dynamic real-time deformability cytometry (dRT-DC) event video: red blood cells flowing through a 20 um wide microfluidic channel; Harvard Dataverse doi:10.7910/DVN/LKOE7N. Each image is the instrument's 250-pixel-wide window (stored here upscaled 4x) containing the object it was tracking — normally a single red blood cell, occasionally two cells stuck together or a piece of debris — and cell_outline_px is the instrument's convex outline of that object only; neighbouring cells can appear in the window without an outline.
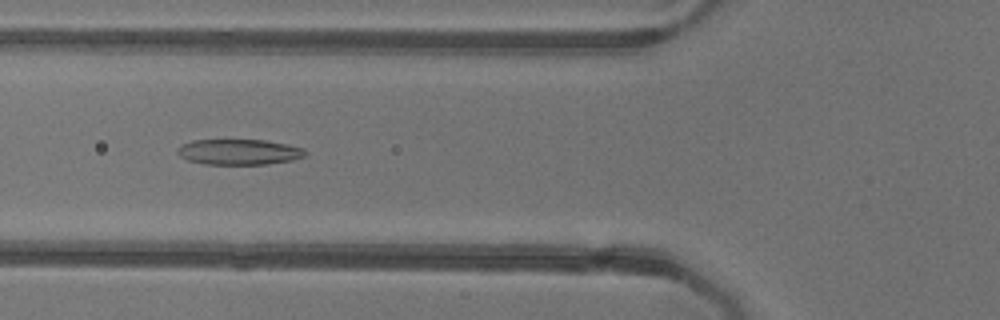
{"species": "common noctule bat (a hibernating species)", "species_latin": "Nyctalus noctula", "temperature_condition": "warm", "stored_images_in_passage": 52, "camera_frame_rate_fps": 3000, "um_per_image_px": 0.085, "animal": {"sex": "female"}, "frame": {"image": 1, "passage_image": 19, "time_ms": 6.0, "image_size_px": [1000, 320], "cell_outline_px": [[308, 156], [292, 160], [268, 164], [204, 164], [188, 160], [180, 156], [176, 152], [176, 148], [192, 140], [264, 140], [288, 144], [304, 148], [308, 152]], "centroid_in_image_um": [20.36, 12.91], "position_along_channel_um": 105.4, "area_um2": 19.19}}
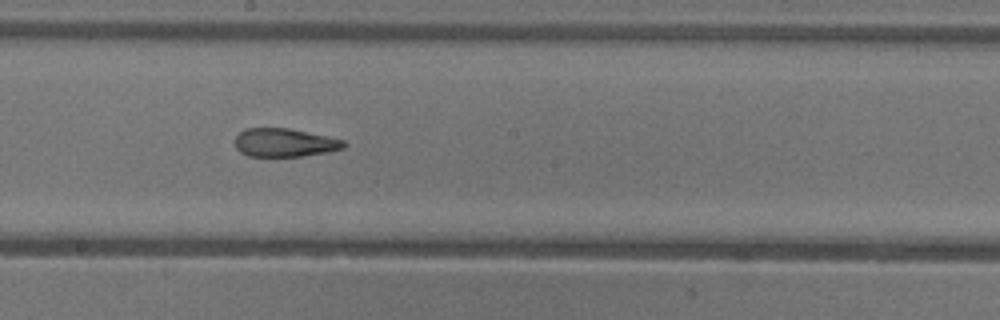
{"frame": {"image": 2, "passage_image": 28, "time_ms": 9.0, "image_size_px": [1000, 320], "cell_outline_px": [[348, 144], [344, 148], [328, 152], [300, 156], [248, 156], [240, 152], [236, 148], [236, 136], [244, 128], [288, 128], [344, 140]], "centroid_in_image_um": [24.19, 12.12], "position_along_channel_um": 224.0, "area_um2": 17.92}}
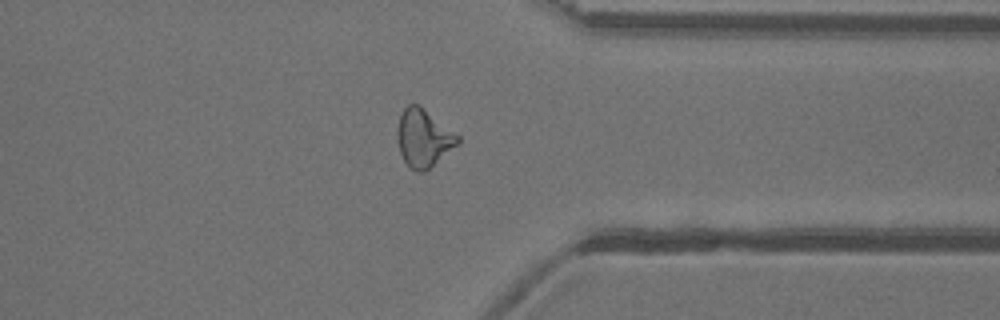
{"frame": {"image": 3, "passage_image": 40, "time_ms": 13.0, "image_size_px": [1000, 320], "cell_outline_px": [[460, 144], [424, 172], [416, 172], [404, 160], [400, 152], [396, 136], [396, 132], [400, 116], [404, 108], [408, 104], [420, 104], [460, 136]], "centroid_in_image_um": [36.02, 11.72], "position_along_channel_um": 375.4, "area_um2": 20.52}, "authors_computed_cell_mechanics": {"area_um2": 20.4901, "velocity_mm_per_s": 3.9332, "shape_relaxation_time_tau1_ms": 9.2177, "shape_relaxation_time_tau2_ms": 2.3767, "deformation_change_tau1": 0.2513, "deformation_change_tau2": 0.1118}}